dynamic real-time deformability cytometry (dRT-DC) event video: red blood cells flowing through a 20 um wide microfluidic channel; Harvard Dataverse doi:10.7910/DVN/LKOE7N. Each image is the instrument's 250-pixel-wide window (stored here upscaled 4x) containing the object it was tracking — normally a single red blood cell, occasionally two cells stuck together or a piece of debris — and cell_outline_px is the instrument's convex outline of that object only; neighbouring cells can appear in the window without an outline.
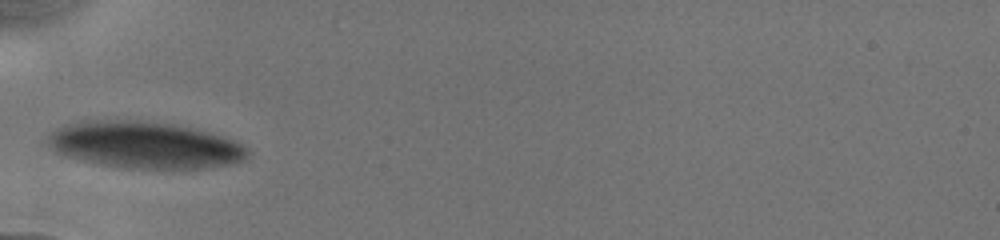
{"species": "human", "species_latin": "Homo sapiens", "temperature_condition": "cold", "stored_images_in_passage": 34, "camera_frame_rate_fps": 3000, "um_per_image_px": 0.085, "donor": {"sex": "male"}, "frame": {"image": 1, "passage_image": 1, "time_ms": 0.0, "image_size_px": [1000, 240], "cell_outline_px": [[248, 156], [244, 160], [232, 164], [204, 168], [128, 168], [100, 164], [80, 160], [68, 156], [60, 152], [52, 144], [52, 132], [68, 124], [120, 120], [136, 120], [172, 124], [208, 132], [224, 136], [248, 148]], "centroid_in_image_um": [12.44, 12.34], "position_along_channel_um": 72.6, "area_um2": 52.94}}
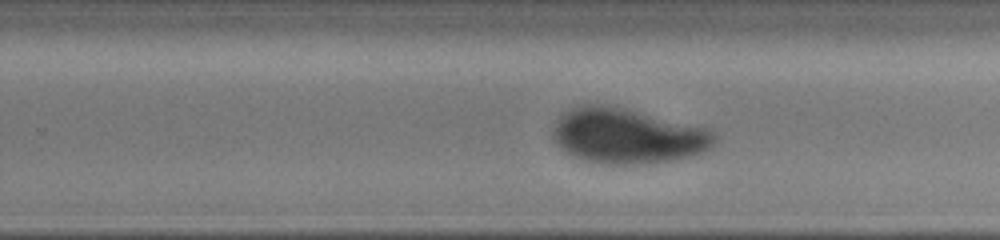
{"frame": {"image": 2, "passage_image": 21, "time_ms": 5.333, "image_size_px": [1000, 240], "cell_outline_px": [[716, 140], [708, 148], [700, 152], [688, 156], [672, 160], [644, 164], [600, 164], [584, 160], [572, 156], [552, 136], [552, 128], [560, 116], [564, 112], [580, 104], [612, 104], [712, 128], [716, 132]], "centroid_in_image_um": [53.36, 11.52], "position_along_channel_um": 276.4, "area_um2": 52.6}}
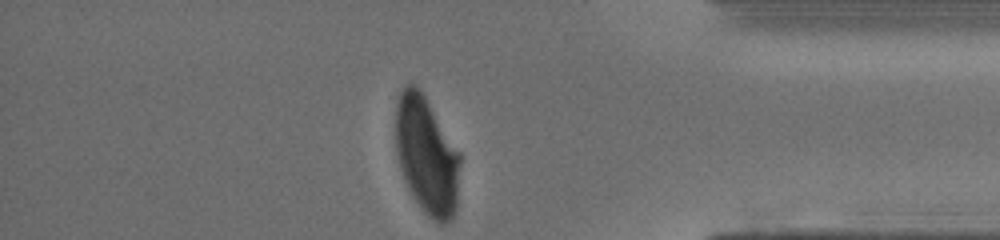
{"frame": {"image": 3, "passage_image": 34, "time_ms": 9.0, "image_size_px": [1000, 240], "cell_outline_px": [[460, 164], [456, 208], [452, 216], [444, 224], [440, 224], [432, 220], [424, 212], [412, 196], [408, 188], [400, 168], [396, 152], [396, 104], [400, 92], [404, 84], [416, 84], [420, 88], [460, 152]], "centroid_in_image_um": [36.26, 13.19], "position_along_channel_um": 398.9, "area_um2": 44.33}}